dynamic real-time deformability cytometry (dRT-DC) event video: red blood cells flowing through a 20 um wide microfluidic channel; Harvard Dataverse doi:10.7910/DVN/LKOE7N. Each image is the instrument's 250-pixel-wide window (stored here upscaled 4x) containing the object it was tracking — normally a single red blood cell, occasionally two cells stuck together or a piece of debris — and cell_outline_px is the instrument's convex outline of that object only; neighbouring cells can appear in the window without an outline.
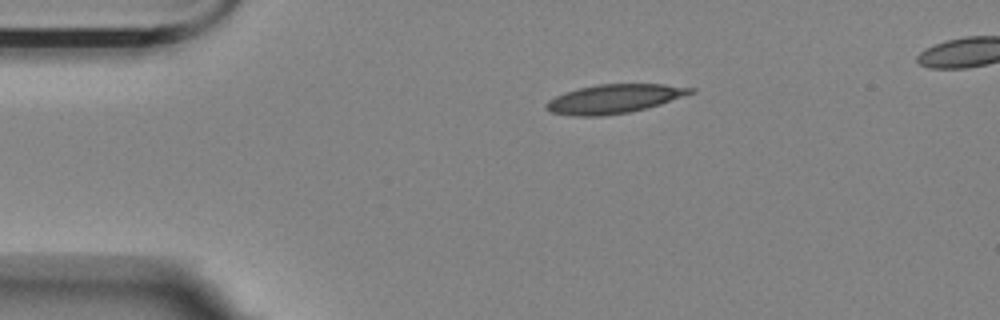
{"species": "Egyptian fruit bat (a non-hibernating species)", "species_latin": "Rousettus aegyptiacus", "temperature_condition": "room temperature", "stored_images_in_passage": 46, "camera_frame_rate_fps": 3000, "um_per_image_px": 0.085, "animal": {"sex": "female"}, "frame": {"image": 1, "passage_image": 1, "time_ms": 0.0, "image_size_px": [1000, 320], "cell_outline_px": [[696, 92], [660, 104], [628, 112], [600, 116], [576, 116], [552, 112], [544, 108], [544, 104], [548, 100], [564, 92], [596, 84], [664, 84], [696, 88]], "centroid_in_image_um": [52.2, 8.39], "position_along_channel_um": 32.8, "area_um2": 24.22}}
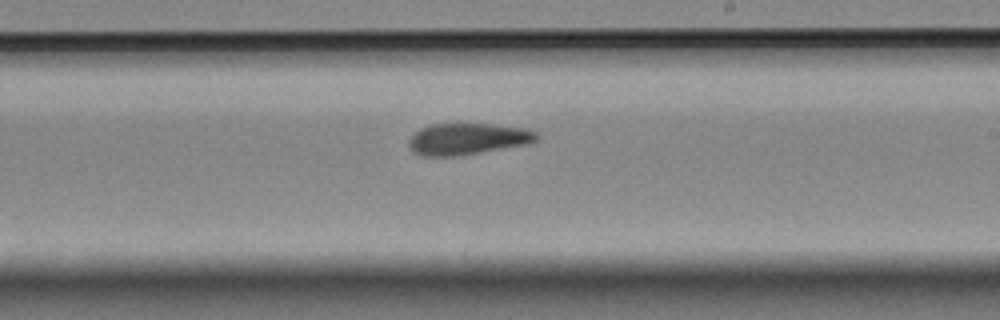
{"frame": {"image": 2, "passage_image": 23, "time_ms": 7.333, "image_size_px": [1000, 320], "cell_outline_px": [[540, 136], [536, 140], [528, 144], [460, 156], [420, 156], [412, 152], [408, 148], [408, 140], [420, 128], [432, 124], [492, 124], [524, 128], [536, 132]], "centroid_in_image_um": [39.72, 11.82], "position_along_channel_um": 249.3, "area_um2": 23.64}}
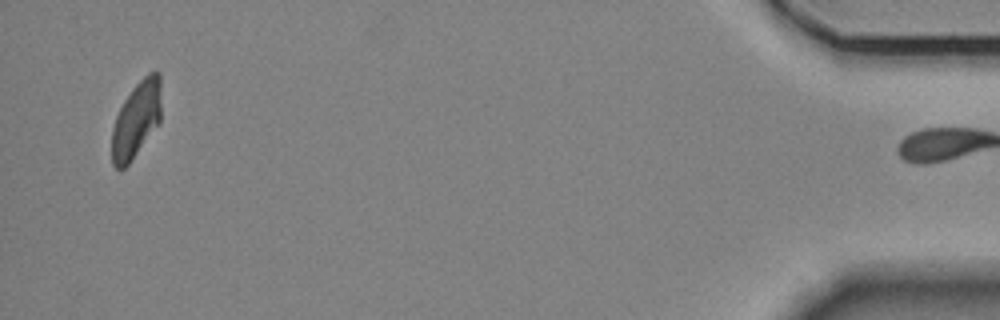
{"frame": {"image": 3, "passage_image": 45, "time_ms": 14.667, "image_size_px": [1000, 320], "cell_outline_px": [[160, 124], [128, 164], [124, 168], [116, 168], [112, 164], [112, 128], [116, 116], [124, 100], [132, 88], [148, 72], [160, 72]], "centroid_in_image_um": [11.59, 10.17], "position_along_channel_um": 423.6, "area_um2": 21.91}, "authors_computed_cell_mechanics": {"area_um2": 23.9003, "velocity_mm_per_s": 3.4994, "shape_relaxation_time_tau1_ms": 8.6059, "shape_relaxation_time_tau2_ms": 3.8747, "deformation_change_tau1": 0.1954, "deformation_change_tau2": 0.094}}